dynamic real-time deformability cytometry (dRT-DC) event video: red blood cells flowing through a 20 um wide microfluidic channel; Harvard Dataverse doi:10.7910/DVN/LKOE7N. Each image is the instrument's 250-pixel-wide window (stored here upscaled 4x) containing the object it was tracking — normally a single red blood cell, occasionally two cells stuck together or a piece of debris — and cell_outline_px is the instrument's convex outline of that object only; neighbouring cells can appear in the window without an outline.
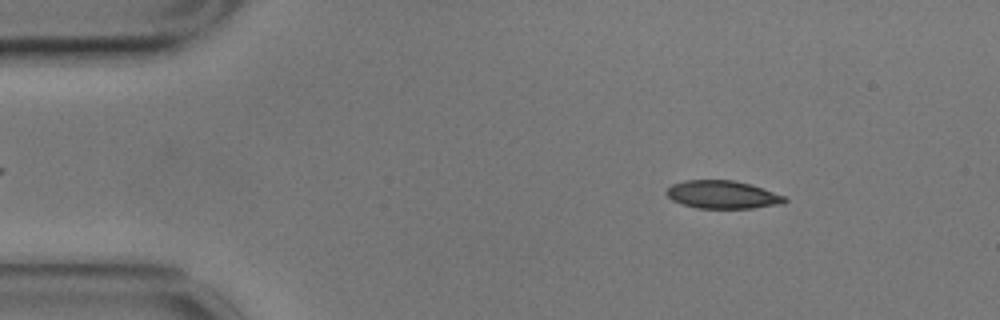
{"species": "common noctule bat (a hibernating species)", "species_latin": "Nyctalus noctula", "temperature_condition": "cold", "stored_images_in_passage": 52, "camera_frame_rate_fps": 3000, "um_per_image_px": 0.085, "animal": {"sex": "male", "body_mass_g": 17.9}, "frame": {"image": 1, "passage_image": 8, "time_ms": 2.333, "image_size_px": [1000, 320], "cell_outline_px": [[788, 200], [784, 204], [752, 208], [696, 208], [680, 204], [672, 200], [664, 192], [672, 184], [684, 180], [736, 180], [784, 196]], "centroid_in_image_um": [61.37, 16.55], "position_along_channel_um": 23.6, "area_um2": 19.25}}
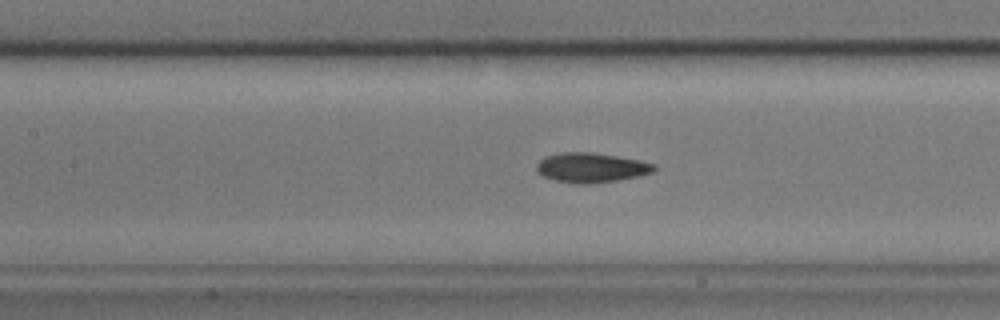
{"frame": {"image": 2, "passage_image": 25, "time_ms": 8.0, "image_size_px": [1000, 320], "cell_outline_px": [[656, 168], [652, 172], [636, 176], [616, 180], [584, 184], [580, 184], [552, 180], [544, 176], [536, 168], [536, 164], [544, 156], [560, 152], [592, 152], [640, 160], [656, 164]], "centroid_in_image_um": [50.22, 14.23], "position_along_channel_um": 157.2, "area_um2": 20.17}}
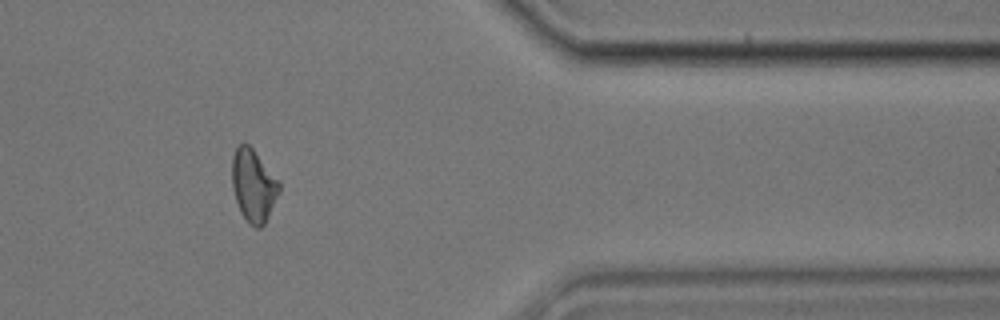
{"frame": {"image": 3, "passage_image": 47, "time_ms": 15.333, "image_size_px": [1000, 320], "cell_outline_px": [[280, 192], [264, 224], [260, 228], [256, 228], [248, 224], [240, 212], [232, 188], [232, 156], [236, 148], [240, 144], [248, 144], [252, 148], [280, 180]], "centroid_in_image_um": [21.55, 15.78], "position_along_channel_um": 389.9, "area_um2": 20.06}, "authors_computed_cell_mechanics": {"area_um2": 19.7387, "velocity_mm_per_s": 3.4812, "shape_relaxation_time_tau1_ms": 4.0812, "shape_relaxation_time_tau2_ms": 2.349, "deformation_change_tau1": 0.114, "deformation_change_tau2": 0.0763}}